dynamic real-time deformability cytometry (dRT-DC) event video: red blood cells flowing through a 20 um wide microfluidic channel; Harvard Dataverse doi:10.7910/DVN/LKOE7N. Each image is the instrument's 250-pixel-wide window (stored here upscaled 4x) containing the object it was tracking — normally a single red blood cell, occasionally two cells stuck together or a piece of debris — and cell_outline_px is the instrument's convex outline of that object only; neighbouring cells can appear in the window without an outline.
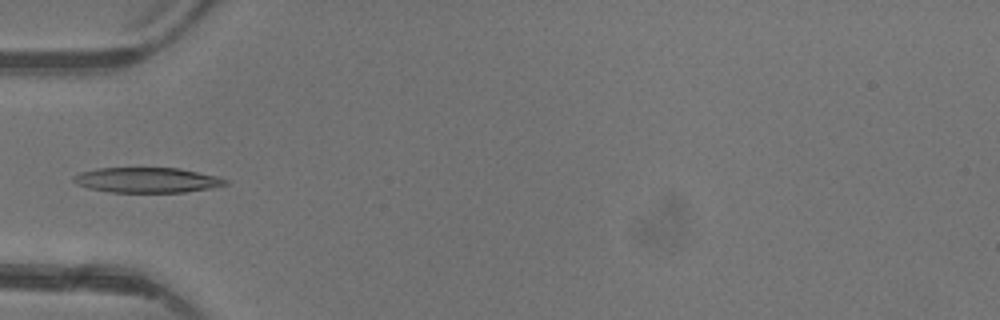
{"species": "common noctule bat (a hibernating species)", "species_latin": "Nyctalus noctula", "temperature_condition": "warm", "stored_images_in_passage": 5, "camera_frame_rate_fps": 3000, "um_per_image_px": 0.085, "animal": {"sex": "female"}, "frame": {"image": 1, "passage_image": 5, "time_ms": 4.667, "image_size_px": [1000, 320], "cell_outline_px": [[228, 184], [208, 188], [184, 192], [108, 192], [88, 188], [76, 184], [72, 180], [72, 176], [80, 172], [96, 168], [180, 168], [216, 176], [228, 180]], "centroid_in_image_um": [12.44, 15.3], "position_along_channel_um": 72.6, "area_um2": 22.25}}